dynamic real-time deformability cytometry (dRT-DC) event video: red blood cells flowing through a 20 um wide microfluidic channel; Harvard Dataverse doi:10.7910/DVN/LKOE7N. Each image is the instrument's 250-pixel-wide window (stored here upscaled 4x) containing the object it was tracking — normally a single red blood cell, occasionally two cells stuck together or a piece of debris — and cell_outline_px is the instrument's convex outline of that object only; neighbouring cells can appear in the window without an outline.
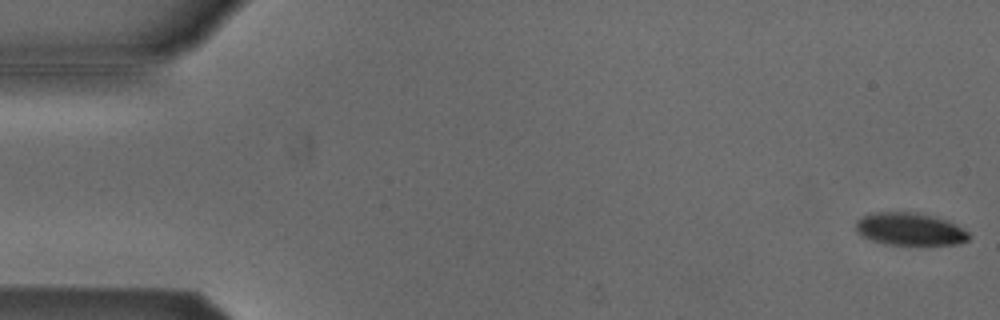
{"species": "Egyptian fruit bat (a non-hibernating species)", "species_latin": "Rousettus aegyptiacus", "temperature_condition": "cold", "stored_images_in_passage": 55, "camera_frame_rate_fps": 3000, "um_per_image_px": 0.085, "animal": {"sex": "male"}, "frame": {"image": 1, "passage_image": 1, "time_ms": 0.0, "image_size_px": [1000, 320], "cell_outline_px": [[968, 240], [956, 244], [884, 244], [860, 236], [856, 232], [856, 220], [864, 216], [876, 212], [912, 212], [936, 216], [948, 220], [968, 232]], "centroid_in_image_um": [77.3, 19.46], "position_along_channel_um": 7.7, "area_um2": 21.33}}
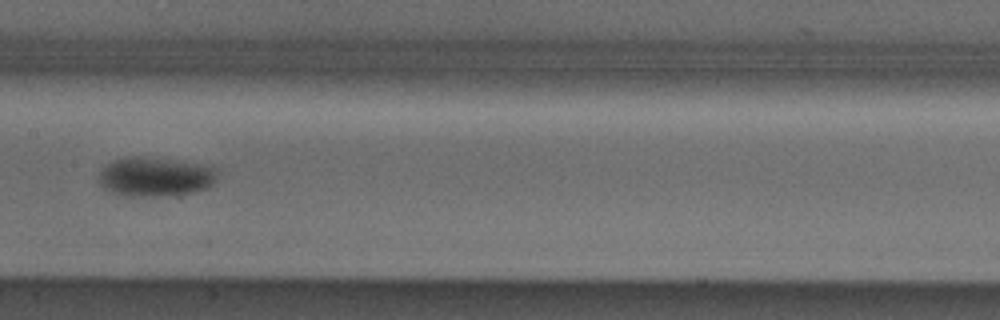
{"frame": {"image": 2, "passage_image": 27, "time_ms": 8.667, "image_size_px": [1000, 320], "cell_outline_px": [[216, 180], [208, 188], [196, 192], [168, 196], [124, 196], [112, 192], [104, 188], [96, 180], [100, 168], [104, 164], [116, 160], [132, 156], [144, 156], [196, 164], [216, 168]], "centroid_in_image_um": [13.13, 15.04], "position_along_channel_um": 194.3, "area_um2": 27.34}}
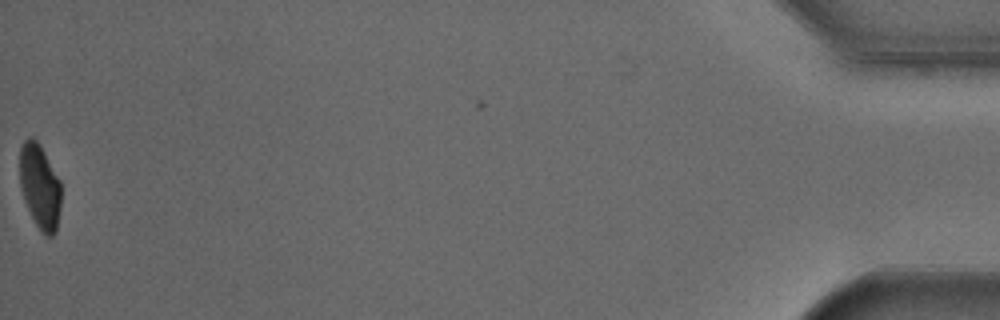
{"frame": {"image": 3, "passage_image": 54, "time_ms": 17.667, "image_size_px": [1000, 320], "cell_outline_px": [[60, 208], [56, 232], [52, 236], [44, 236], [40, 232], [24, 200], [20, 184], [20, 148], [24, 140], [28, 136], [32, 136], [40, 144], [60, 180]], "centroid_in_image_um": [3.39, 15.84], "position_along_channel_um": 431.8, "area_um2": 20.46}, "authors_computed_cell_mechanics": {"area_um2": 24.1026, "velocity_mm_per_s": 3.812, "shape_relaxation_time_tau1_ms": 1.9648, "shape_relaxation_time_tau2_ms": null, "deformation_change_tau1": 0.0938, "deformation_change_tau2": null}}